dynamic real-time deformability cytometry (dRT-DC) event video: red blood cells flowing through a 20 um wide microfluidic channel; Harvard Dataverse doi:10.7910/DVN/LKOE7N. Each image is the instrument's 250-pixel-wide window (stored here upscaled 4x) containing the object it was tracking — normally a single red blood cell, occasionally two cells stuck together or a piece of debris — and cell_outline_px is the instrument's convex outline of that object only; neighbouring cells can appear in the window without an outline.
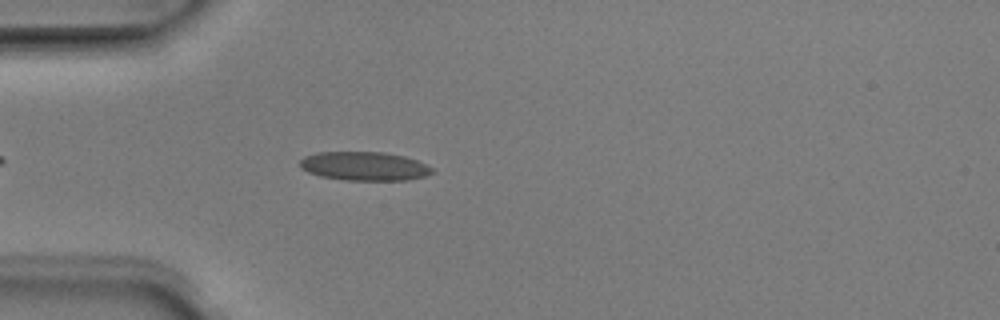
{"species": "Egyptian fruit bat (a non-hibernating species)", "species_latin": "Rousettus aegyptiacus", "temperature_condition": "room temperature", "stored_images_in_passage": 40, "camera_frame_rate_fps": 3000, "um_per_image_px": 0.085, "animal": {"sex": "male"}, "frame": {"image": 1, "passage_image": 6, "time_ms": 1.667, "image_size_px": [1000, 320], "cell_outline_px": [[436, 172], [424, 176], [404, 180], [344, 180], [320, 176], [308, 172], [300, 168], [300, 160], [304, 156], [316, 152], [384, 152], [404, 156], [416, 160], [432, 168]], "centroid_in_image_um": [30.94, 14.12], "position_along_channel_um": 54.1, "area_um2": 22.2}}
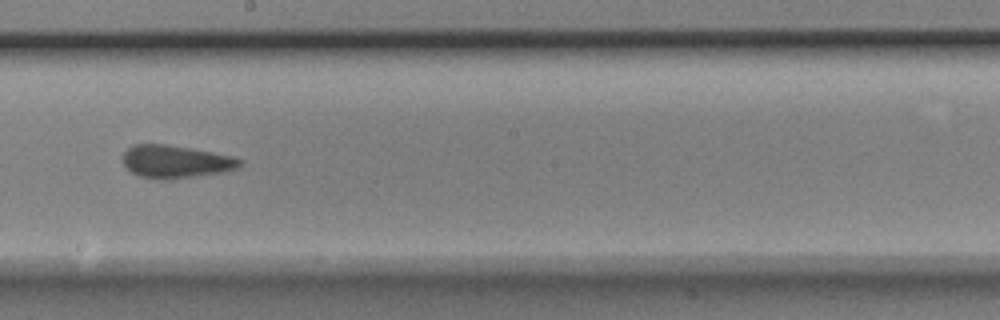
{"frame": {"image": 2, "passage_image": 20, "time_ms": 6.333, "image_size_px": [1000, 320], "cell_outline_px": [[244, 164], [240, 168], [228, 172], [172, 180], [160, 180], [140, 176], [132, 172], [124, 164], [120, 156], [132, 144], [164, 144], [212, 152], [232, 156], [244, 160]], "centroid_in_image_um": [14.98, 13.76], "position_along_channel_um": 233.2, "area_um2": 22.89}}
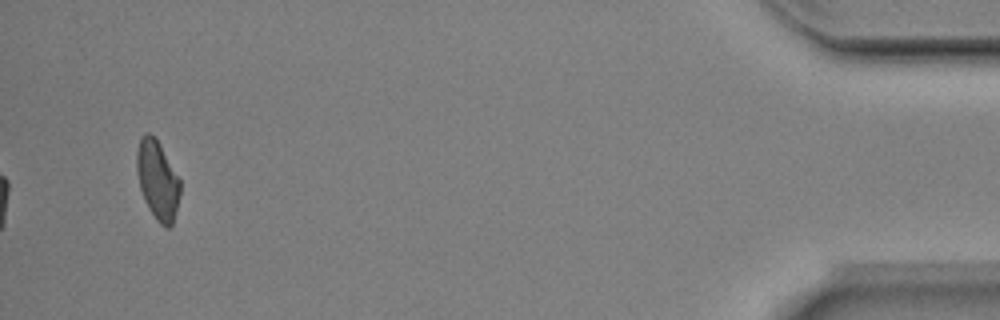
{"frame": {"image": 3, "passage_image": 40, "time_ms": 13.0, "image_size_px": [1000, 320], "cell_outline_px": [[180, 192], [172, 224], [168, 228], [160, 224], [156, 220], [148, 208], [144, 200], [140, 188], [136, 168], [136, 152], [140, 136], [144, 132], [148, 132], [160, 144], [180, 180]], "centroid_in_image_um": [13.36, 15.29], "position_along_channel_um": 421.8, "area_um2": 19.83}, "authors_computed_cell_mechanics": {"area_um2": 22.0218, "velocity_mm_per_s": 4.01, "shape_relaxation_time_tau1_ms": 5.5538, "shape_relaxation_time_tau2_ms": 3.0331, "deformation_change_tau1": 0.1206, "deformation_change_tau2": 0.1128}}